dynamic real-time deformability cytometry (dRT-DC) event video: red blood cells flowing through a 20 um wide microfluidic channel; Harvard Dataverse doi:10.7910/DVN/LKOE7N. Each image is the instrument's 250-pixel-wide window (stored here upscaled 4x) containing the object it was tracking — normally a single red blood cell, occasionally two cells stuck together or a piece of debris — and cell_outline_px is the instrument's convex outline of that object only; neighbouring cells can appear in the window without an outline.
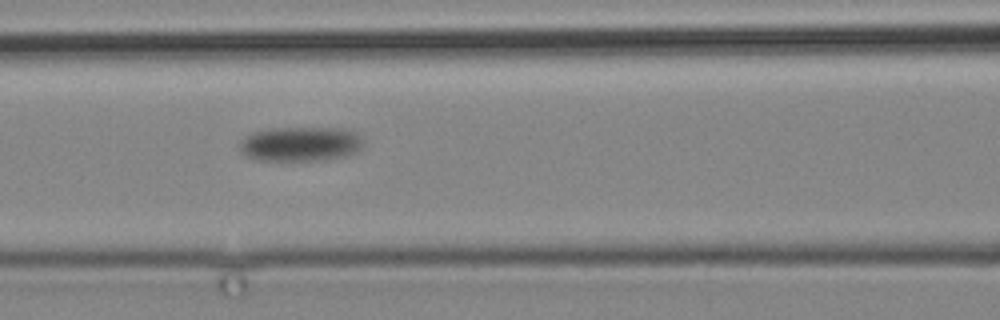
{"species": "common noctule bat (a hibernating species)", "species_latin": "Nyctalus noctula", "temperature_condition": "cold", "stored_images_in_passage": 10, "camera_frame_rate_fps": 3000, "um_per_image_px": 0.085, "animal": {"sex": "male", "body_mass_g": 19.2, "forearm_length_mm": 51.8}, "frame": {"image": 1, "passage_image": 5, "time_ms": 5.667, "image_size_px": [1000, 320], "cell_outline_px": [[360, 148], [356, 152], [348, 156], [324, 160], [256, 160], [244, 156], [240, 152], [240, 140], [244, 136], [252, 132], [272, 128], [344, 128], [356, 132], [360, 136]], "centroid_in_image_um": [25.49, 12.24], "position_along_channel_um": 141.1, "area_um2": 25.14}}
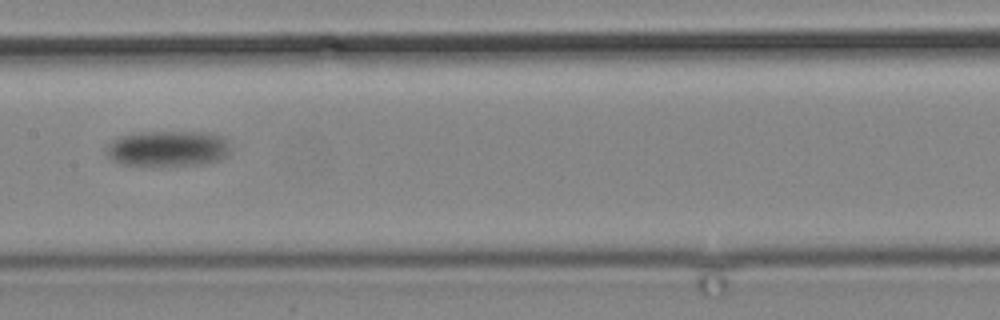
{"frame": {"image": 2, "passage_image": 7, "time_ms": 7.667, "image_size_px": [1000, 320], "cell_outline_px": [[232, 152], [228, 156], [220, 160], [200, 164], [124, 164], [112, 160], [104, 152], [104, 148], [112, 140], [120, 136], [140, 132], [204, 132], [224, 136], [228, 140], [232, 148]], "centroid_in_image_um": [14.32, 12.6], "position_along_channel_um": 193.1, "area_um2": 25.89}}
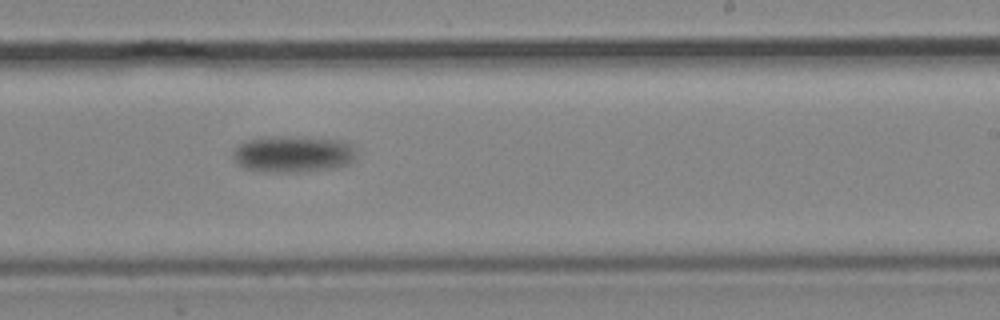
{"frame": {"image": 3, "passage_image": 9, "time_ms": 10.333, "image_size_px": [1000, 320], "cell_outline_px": [[356, 152], [352, 160], [348, 164], [340, 168], [296, 172], [264, 172], [244, 168], [236, 164], [232, 156], [232, 152], [244, 140], [276, 136], [292, 136], [340, 140], [352, 144]], "centroid_in_image_um": [24.89, 13.1], "position_along_channel_um": 264.1, "area_um2": 26.65}}